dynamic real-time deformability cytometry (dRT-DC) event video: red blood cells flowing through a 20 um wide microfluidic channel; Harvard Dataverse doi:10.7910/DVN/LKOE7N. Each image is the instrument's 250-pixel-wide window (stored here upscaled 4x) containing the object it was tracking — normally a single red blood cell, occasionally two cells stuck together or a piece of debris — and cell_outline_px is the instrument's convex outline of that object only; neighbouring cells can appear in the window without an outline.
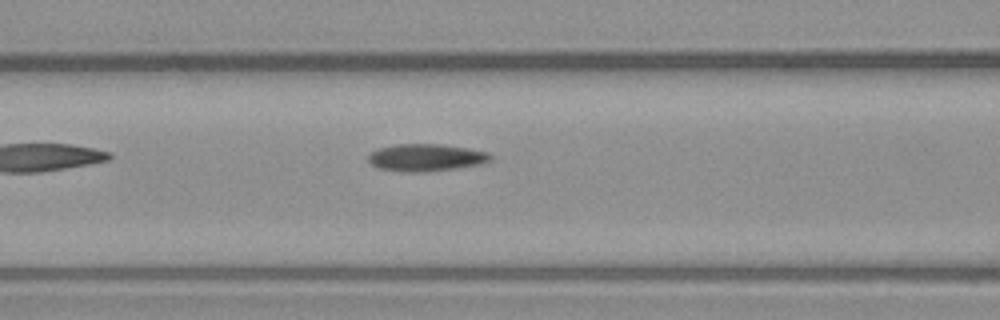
{"species": "common noctule bat (a hibernating species)", "species_latin": "Nyctalus noctula", "temperature_condition": "warm", "stored_images_in_passage": 18, "camera_frame_rate_fps": 3000, "um_per_image_px": 0.085, "animal": {"sex": "male", "body_mass_g": 23.1, "forearm_length_mm": 52.7}, "frame": {"image": 1, "passage_image": 8, "time_ms": 2.333, "image_size_px": [1000, 320], "cell_outline_px": [[492, 160], [484, 164], [428, 172], [400, 172], [376, 168], [368, 160], [368, 156], [372, 152], [380, 148], [396, 144], [440, 144], [468, 148], [488, 152], [492, 156]], "centroid_in_image_um": [36.24, 13.4], "position_along_channel_um": 130.4, "area_um2": 19.65}}
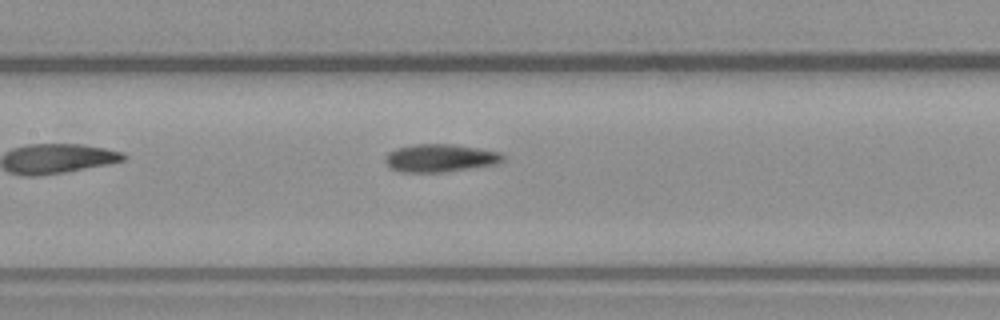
{"frame": {"image": 2, "passage_image": 11, "time_ms": 3.333, "image_size_px": [1000, 320], "cell_outline_px": [[504, 160], [496, 164], [444, 172], [400, 172], [388, 168], [384, 160], [384, 156], [388, 152], [396, 148], [412, 144], [452, 144], [500, 152], [504, 156]], "centroid_in_image_um": [37.34, 13.43], "position_along_channel_um": 170.1, "area_um2": 19.25}}